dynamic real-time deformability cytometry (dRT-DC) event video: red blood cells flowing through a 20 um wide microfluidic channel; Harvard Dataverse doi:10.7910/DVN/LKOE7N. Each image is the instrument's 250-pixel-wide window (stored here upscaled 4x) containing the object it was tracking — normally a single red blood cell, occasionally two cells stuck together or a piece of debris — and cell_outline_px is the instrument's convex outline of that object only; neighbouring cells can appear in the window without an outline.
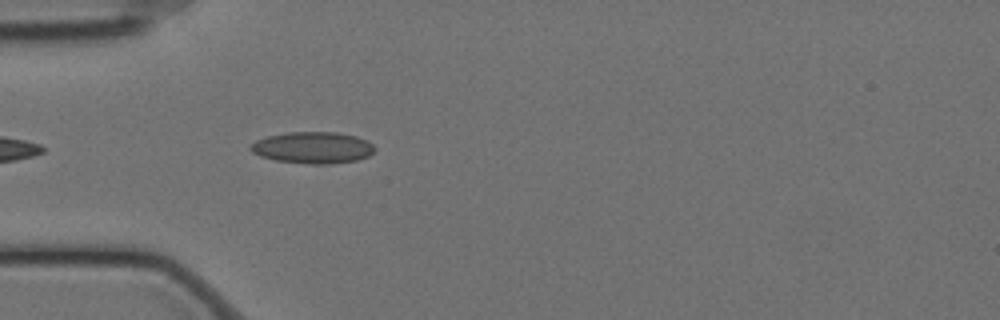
{"species": "Egyptian fruit bat (a non-hibernating species)", "species_latin": "Rousettus aegyptiacus", "temperature_condition": "cold", "stored_images_in_passage": 11, "camera_frame_rate_fps": 3000, "um_per_image_px": 0.085, "animal": {"sex": "female"}, "frame": {"image": 1, "passage_image": 4, "time_ms": 1.0, "image_size_px": [1000, 320], "cell_outline_px": [[376, 148], [368, 156], [356, 160], [328, 164], [308, 164], [276, 160], [260, 156], [252, 152], [248, 148], [256, 140], [268, 136], [288, 132], [336, 132], [356, 136], [368, 140]], "centroid_in_image_um": [26.59, 12.54], "position_along_channel_um": 58.4, "area_um2": 22.83}}
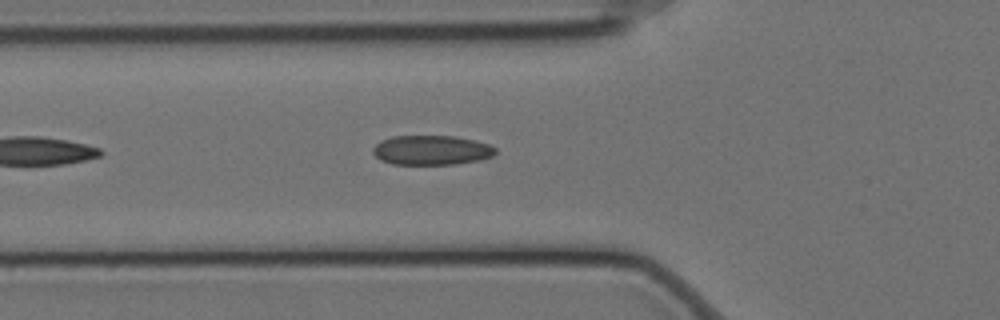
{"frame": {"image": 2, "passage_image": 7, "time_ms": 2.0, "image_size_px": [1000, 320], "cell_outline_px": [[496, 152], [492, 156], [480, 160], [456, 164], [392, 164], [380, 160], [372, 152], [372, 148], [380, 140], [392, 136], [452, 136], [472, 140], [488, 144], [496, 148]], "centroid_in_image_um": [36.64, 12.77], "position_along_channel_um": 89.2, "area_um2": 21.1}}
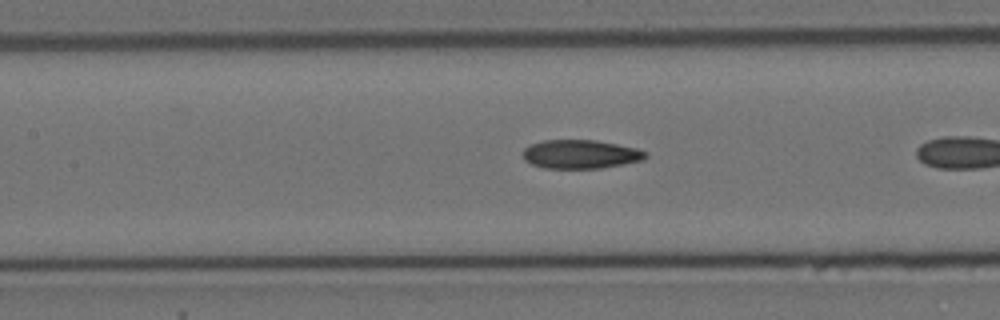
{"frame": {"image": 3, "passage_image": 10, "time_ms": 3.0, "image_size_px": [1000, 320], "cell_outline_px": [[648, 156], [644, 160], [624, 164], [600, 168], [544, 168], [532, 164], [524, 160], [524, 148], [532, 144], [544, 140], [596, 140], [636, 148], [648, 152]], "centroid_in_image_um": [49.38, 13.11], "position_along_channel_um": 158.0, "area_um2": 20.52}}